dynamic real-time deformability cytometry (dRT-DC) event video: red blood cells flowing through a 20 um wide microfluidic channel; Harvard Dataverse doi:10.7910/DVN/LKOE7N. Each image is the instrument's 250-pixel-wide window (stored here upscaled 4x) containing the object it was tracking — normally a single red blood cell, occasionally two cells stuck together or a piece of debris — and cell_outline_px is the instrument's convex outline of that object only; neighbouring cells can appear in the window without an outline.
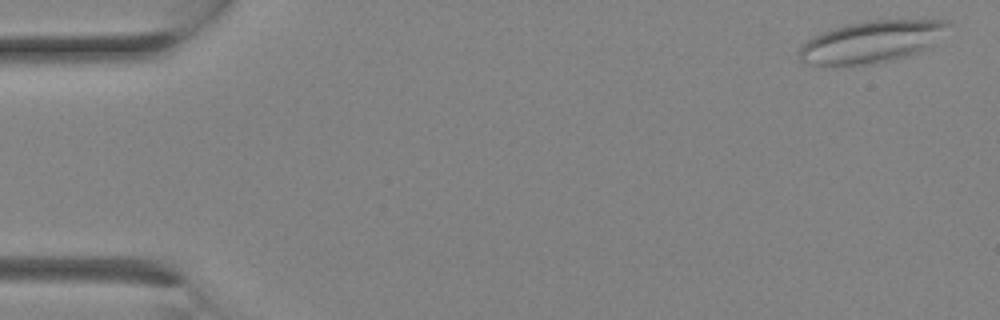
{"species": "Egyptian fruit bat (a non-hibernating species)", "species_latin": "Rousettus aegyptiacus", "temperature_condition": "room temperature", "stored_images_in_passage": 11, "camera_frame_rate_fps": 3000, "um_per_image_px": 0.085, "animal": {"sex": "female"}, "frame": {"image": 1, "passage_image": 1, "time_ms": 0.0, "image_size_px": [1000, 320], "cell_outline_px": [[956, 24], [928, 48], [920, 52], [908, 56], [880, 64], [832, 68], [804, 64], [800, 60], [800, 48], [808, 40], [824, 32], [848, 24], [868, 20], [948, 20]], "centroid_in_image_um": [74.13, 3.6], "position_along_channel_um": 10.9, "area_um2": 37.45}}
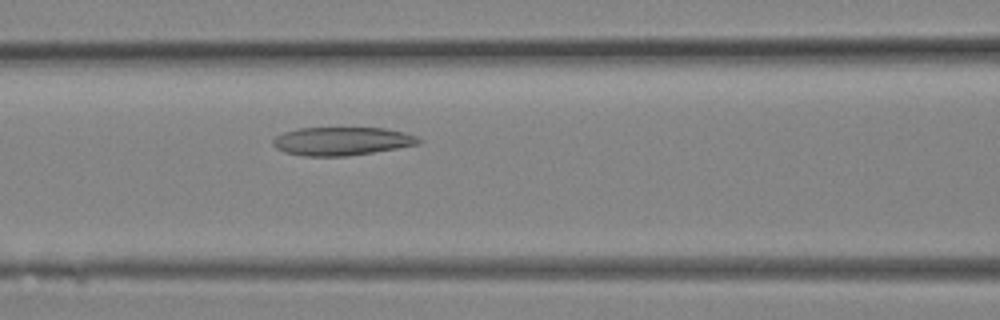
{"frame": {"image": 2, "passage_image": 11, "time_ms": 3.333, "image_size_px": [1000, 320], "cell_outline_px": [[420, 144], [348, 156], [304, 156], [284, 152], [276, 148], [272, 144], [272, 140], [276, 136], [284, 132], [300, 128], [384, 128], [404, 132], [416, 136], [420, 140]], "centroid_in_image_um": [29.02, 12.0], "position_along_channel_um": 137.6, "area_um2": 23.93}}